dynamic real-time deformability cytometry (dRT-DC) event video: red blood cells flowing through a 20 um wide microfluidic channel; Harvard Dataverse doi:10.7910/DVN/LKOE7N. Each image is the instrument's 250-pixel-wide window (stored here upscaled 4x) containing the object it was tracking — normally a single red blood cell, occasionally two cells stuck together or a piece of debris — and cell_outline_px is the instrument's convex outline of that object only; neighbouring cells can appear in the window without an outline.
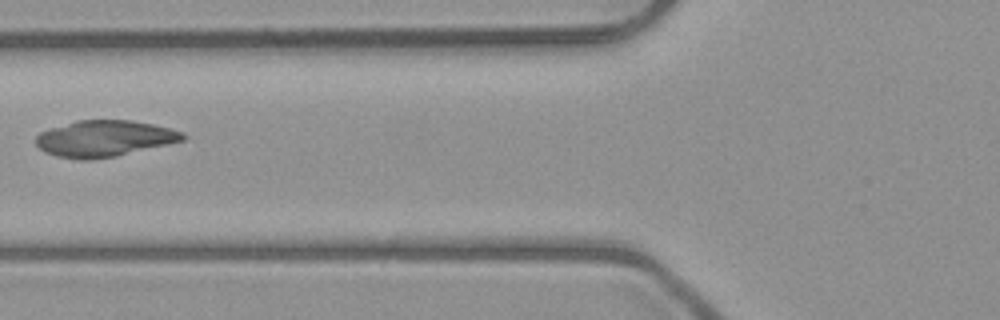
{"species": "common noctule bat (a hibernating species)", "species_latin": "Nyctalus noctula", "temperature_condition": "room temperature", "stored_images_in_passage": 3, "camera_frame_rate_fps": 3000, "um_per_image_px": 0.085, "animal": {"sex": "male", "body_mass_g": 23.1, "forearm_length_mm": 52.7}, "frame": {"image": 1, "passage_image": 2, "time_ms": 1.0, "image_size_px": [1000, 320], "cell_outline_px": [[188, 136], [184, 140], [168, 144], [116, 156], [92, 160], [80, 160], [56, 156], [44, 152], [36, 144], [36, 136], [40, 132], [76, 120], [132, 120], [152, 124], [184, 132]], "centroid_in_image_um": [8.87, 11.78], "position_along_channel_um": 116.9, "area_um2": 31.04}}
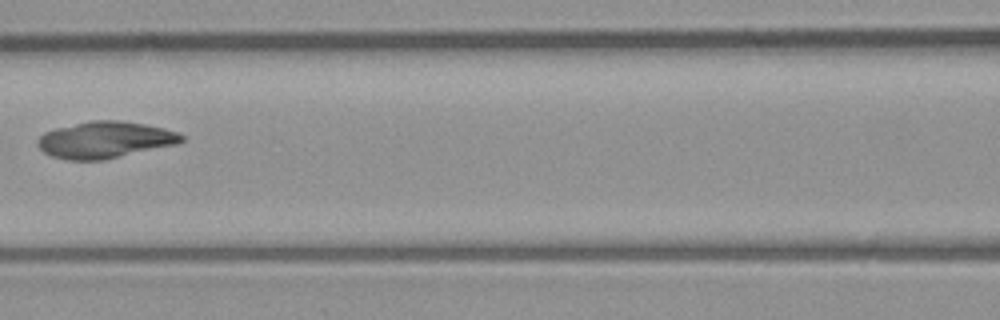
{"frame": {"image": 2, "passage_image": 3, "time_ms": 2.0, "image_size_px": [1000, 320], "cell_outline_px": [[184, 140], [176, 144], [104, 160], [64, 160], [52, 156], [44, 152], [36, 144], [36, 140], [44, 132], [56, 128], [92, 120], [120, 120], [144, 124], [164, 128], [180, 132], [184, 136]], "centroid_in_image_um": [8.92, 11.88], "position_along_channel_um": 157.7, "area_um2": 30.75}}